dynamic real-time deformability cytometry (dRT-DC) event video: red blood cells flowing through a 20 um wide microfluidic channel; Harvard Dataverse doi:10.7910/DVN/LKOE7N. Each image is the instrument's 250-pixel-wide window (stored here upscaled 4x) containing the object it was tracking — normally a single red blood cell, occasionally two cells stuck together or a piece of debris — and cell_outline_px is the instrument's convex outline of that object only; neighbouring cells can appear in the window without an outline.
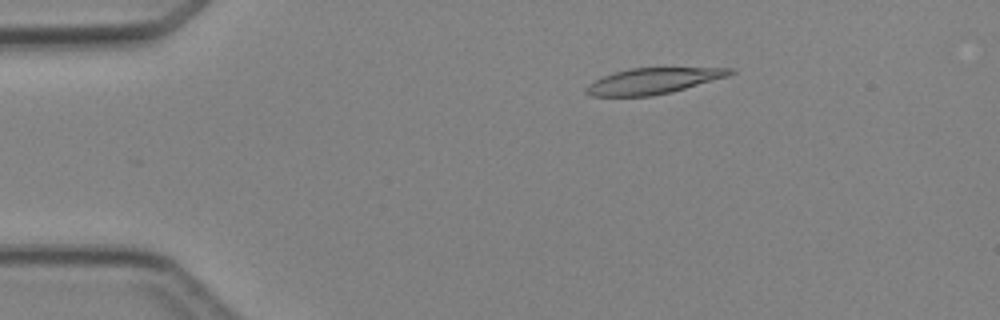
{"species": "Egyptian fruit bat (a non-hibernating species)", "species_latin": "Rousettus aegyptiacus", "temperature_condition": "cold", "stored_images_in_passage": 4, "camera_frame_rate_fps": 3000, "um_per_image_px": 0.085, "animal": {"sex": "female"}, "frame": {"image": 1, "passage_image": 2, "time_ms": 1.333, "image_size_px": [1000, 320], "cell_outline_px": [[736, 72], [728, 76], [672, 92], [652, 96], [592, 96], [584, 92], [584, 88], [588, 84], [604, 76], [628, 68], [732, 68]], "centroid_in_image_um": [55.5, 6.89], "position_along_channel_um": 29.5, "area_um2": 21.56}}
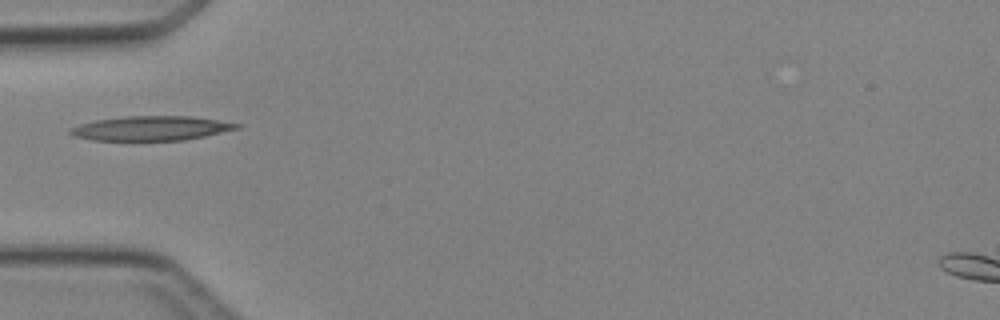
{"frame": {"image": 2, "passage_image": 4, "time_ms": 3.667, "image_size_px": [1000, 320], "cell_outline_px": [[244, 124], [240, 128], [204, 136], [184, 140], [92, 140], [72, 136], [68, 132], [72, 128], [80, 124], [96, 120], [128, 116], [192, 116]], "centroid_in_image_um": [12.87, 10.9], "position_along_channel_um": 72.1, "area_um2": 23.64}}